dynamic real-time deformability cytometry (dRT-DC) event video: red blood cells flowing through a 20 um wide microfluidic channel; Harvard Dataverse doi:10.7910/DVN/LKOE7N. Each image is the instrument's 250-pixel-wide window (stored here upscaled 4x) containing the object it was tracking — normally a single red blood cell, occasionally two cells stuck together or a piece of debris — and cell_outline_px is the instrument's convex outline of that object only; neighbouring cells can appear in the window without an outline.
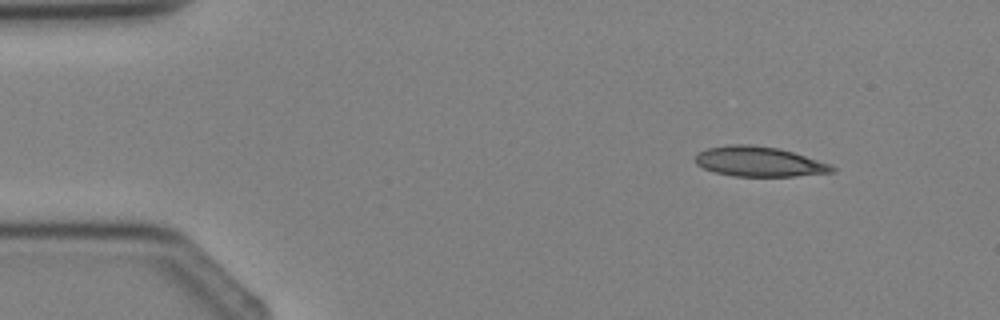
{"species": "Egyptian fruit bat (a non-hibernating species)", "species_latin": "Rousettus aegyptiacus", "temperature_condition": "cold", "stored_images_in_passage": 4, "camera_frame_rate_fps": 3000, "um_per_image_px": 0.085, "animal": {"sex": "female"}, "frame": {"image": 1, "passage_image": 1, "time_ms": 0.0, "image_size_px": [1000, 320], "cell_outline_px": [[836, 172], [796, 176], [732, 176], [716, 172], [704, 168], [696, 164], [696, 156], [700, 152], [708, 148], [728, 144], [748, 144], [776, 148], [792, 152], [832, 164], [836, 168]], "centroid_in_image_um": [64.56, 13.74], "position_along_channel_um": 20.4, "area_um2": 23.76}}
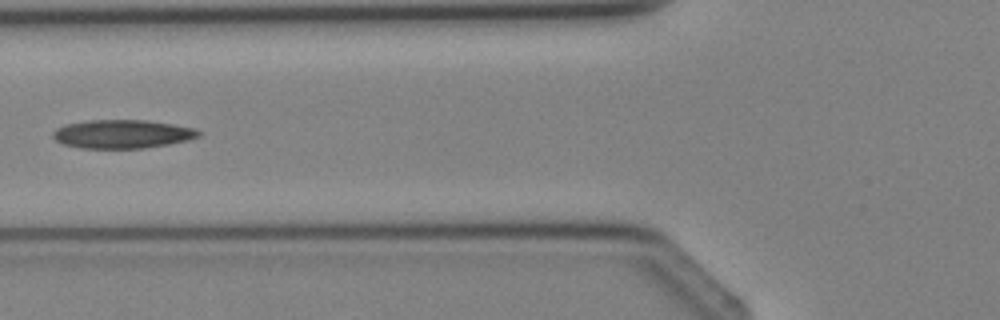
{"frame": {"image": 2, "passage_image": 4, "time_ms": 3.333, "image_size_px": [1000, 320], "cell_outline_px": [[200, 136], [188, 140], [168, 144], [144, 148], [80, 148], [64, 144], [56, 140], [52, 136], [52, 132], [56, 128], [64, 124], [88, 120], [144, 120], [172, 124], [196, 128], [200, 132]], "centroid_in_image_um": [10.38, 11.39], "position_along_channel_um": 115.4, "area_um2": 24.28}}